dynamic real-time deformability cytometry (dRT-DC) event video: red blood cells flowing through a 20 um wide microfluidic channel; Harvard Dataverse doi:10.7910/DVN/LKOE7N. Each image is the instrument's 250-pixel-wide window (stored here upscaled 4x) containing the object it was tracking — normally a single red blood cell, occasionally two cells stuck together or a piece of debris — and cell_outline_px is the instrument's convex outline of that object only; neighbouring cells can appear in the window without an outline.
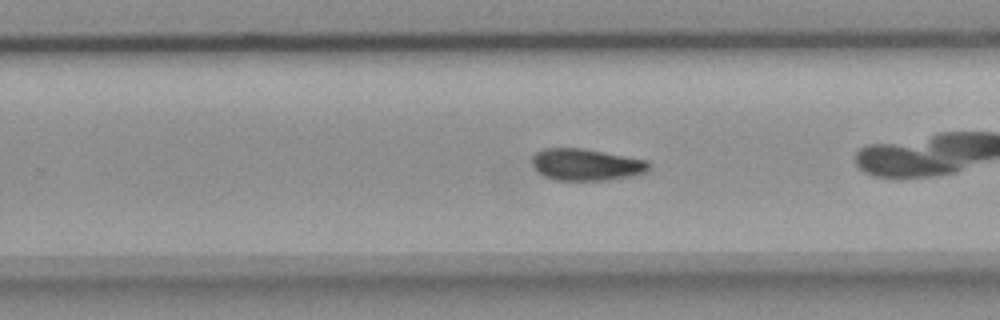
{"species": "common noctule bat (a hibernating species)", "species_latin": "Nyctalus noctula", "temperature_condition": "room temperature", "stored_images_in_passage": 37, "camera_frame_rate_fps": 3000, "um_per_image_px": 0.085, "animal": {"sex": "female", "body_mass_g": 18.4}, "frame": {"image": 1, "passage_image": 16, "time_ms": 5.0, "image_size_px": [1000, 320], "cell_outline_px": [[652, 168], [644, 172], [632, 176], [604, 180], [556, 180], [544, 176], [532, 164], [532, 156], [536, 152], [544, 148], [580, 148], [648, 160], [652, 164]], "centroid_in_image_um": [49.85, 13.99], "position_along_channel_um": 280.0, "area_um2": 21.56}, "authors_computed_cell_mechanics": {"area_um2": 21.5594, "velocity_mm_per_s": 3.6709, "shape_relaxation_time_tau1_ms": 8.4814, "shape_relaxation_time_tau2_ms": null, "deformation_change_tau1": 0.1396, "deformation_change_tau2": null}}